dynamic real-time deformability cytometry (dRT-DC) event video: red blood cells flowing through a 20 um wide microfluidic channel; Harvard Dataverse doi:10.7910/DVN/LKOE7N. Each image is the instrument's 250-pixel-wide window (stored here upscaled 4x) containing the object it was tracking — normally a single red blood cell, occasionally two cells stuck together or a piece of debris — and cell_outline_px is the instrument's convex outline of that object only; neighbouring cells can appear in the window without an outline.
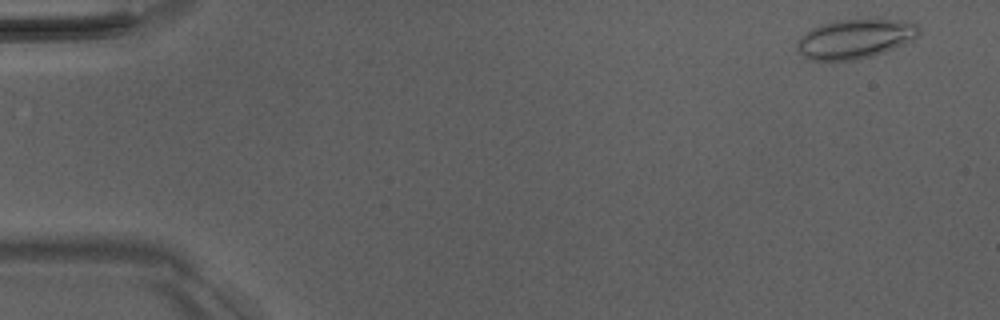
{"species": "Egyptian fruit bat (a non-hibernating species)", "species_latin": "Rousettus aegyptiacus", "temperature_condition": "room temperature", "stored_images_in_passage": 3, "camera_frame_rate_fps": 3000, "um_per_image_px": 0.085, "animal": {"sex": "male"}, "frame": {"image": 1, "passage_image": 1, "time_ms": 0.0, "image_size_px": [1000, 320], "cell_outline_px": [[920, 32], [912, 40], [904, 44], [884, 52], [872, 56], [856, 60], [812, 60], [804, 56], [796, 48], [796, 40], [804, 32], [820, 24], [836, 20], [872, 16], [876, 16], [916, 24], [920, 28]], "centroid_in_image_um": [72.67, 3.25], "position_along_channel_um": 12.3, "area_um2": 28.73}}